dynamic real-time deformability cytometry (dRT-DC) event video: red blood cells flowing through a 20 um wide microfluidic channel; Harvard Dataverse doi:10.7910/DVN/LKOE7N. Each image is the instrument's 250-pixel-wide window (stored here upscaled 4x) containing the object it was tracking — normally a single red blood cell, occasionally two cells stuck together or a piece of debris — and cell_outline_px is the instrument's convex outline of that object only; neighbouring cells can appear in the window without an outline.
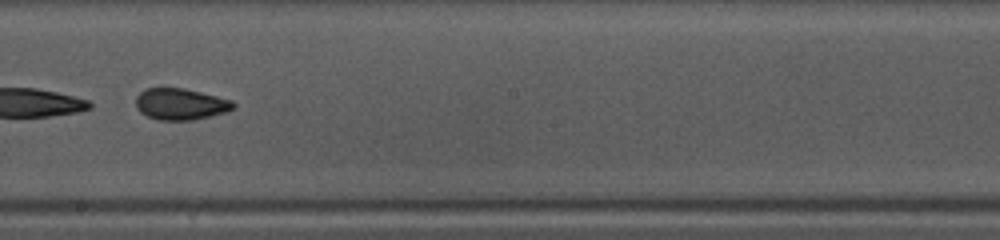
{"species": "common noctule bat (a hibernating species)", "species_latin": "Nyctalus noctula", "temperature_condition": "warm", "stored_images_in_passage": 46, "camera_frame_rate_fps": 3000, "um_per_image_px": 0.085, "animal": {"sex": "female", "body_mass_g": 10.0, "forearm_length_mm": 53.1}, "frame": {"image": 1, "passage_image": 27, "time_ms": 8.667, "image_size_px": [1000, 240], "cell_outline_px": [[236, 108], [224, 112], [192, 120], [156, 120], [140, 112], [136, 108], [136, 96], [144, 88], [160, 84], [184, 88], [232, 100], [236, 104]], "centroid_in_image_um": [15.28, 8.8], "position_along_channel_um": 232.9, "area_um2": 18.44}}